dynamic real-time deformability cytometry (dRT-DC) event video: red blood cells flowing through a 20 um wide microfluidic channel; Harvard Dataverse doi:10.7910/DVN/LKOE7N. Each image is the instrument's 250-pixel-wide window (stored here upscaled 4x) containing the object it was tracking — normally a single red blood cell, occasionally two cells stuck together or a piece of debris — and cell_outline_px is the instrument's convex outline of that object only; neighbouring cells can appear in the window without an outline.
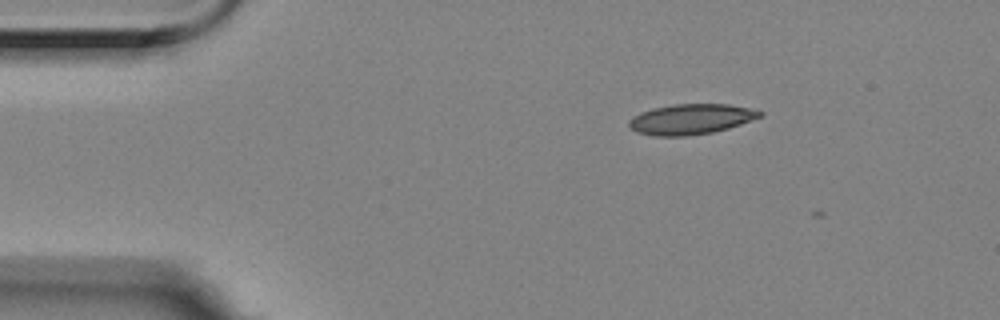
{"species": "Egyptian fruit bat (a non-hibernating species)", "species_latin": "Rousettus aegyptiacus", "temperature_condition": "room temperature", "stored_images_in_passage": 3, "camera_frame_rate_fps": 3000, "um_per_image_px": 0.085, "animal": {"sex": "female"}, "frame": {"image": 1, "passage_image": 1, "time_ms": 0.0, "image_size_px": [1000, 320], "cell_outline_px": [[764, 116], [728, 128], [712, 132], [684, 136], [656, 136], [636, 132], [628, 128], [628, 120], [632, 116], [640, 112], [652, 108], [672, 104], [728, 104], [748, 108], [764, 112]], "centroid_in_image_um": [58.68, 10.12], "position_along_channel_um": 26.3, "area_um2": 23.29}}